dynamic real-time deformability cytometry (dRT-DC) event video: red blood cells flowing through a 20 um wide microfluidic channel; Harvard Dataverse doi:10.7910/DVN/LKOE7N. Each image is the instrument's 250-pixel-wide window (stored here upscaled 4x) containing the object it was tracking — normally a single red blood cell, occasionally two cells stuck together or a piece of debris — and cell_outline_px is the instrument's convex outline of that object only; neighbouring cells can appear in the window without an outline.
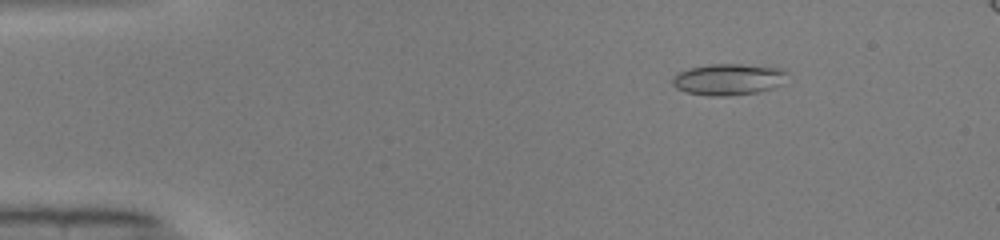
{"species": "common noctule bat (a hibernating species)", "species_latin": "Nyctalus noctula", "temperature_condition": "warm", "stored_images_in_passage": 44, "camera_frame_rate_fps": 3000, "um_per_image_px": 0.085, "animal": {"sex": "male", "body_mass_g": 19.0, "forearm_length_mm": 50.8}, "frame": {"image": 1, "passage_image": 1, "time_ms": 0.0, "image_size_px": [1000, 240], "cell_outline_px": [[788, 72], [780, 84], [772, 88], [760, 92], [724, 96], [708, 96], [688, 92], [676, 88], [672, 84], [672, 80], [680, 72], [692, 68], [712, 64], [740, 64], [780, 68]], "centroid_in_image_um": [61.93, 6.75], "position_along_channel_um": 23.1, "area_um2": 20.63}}
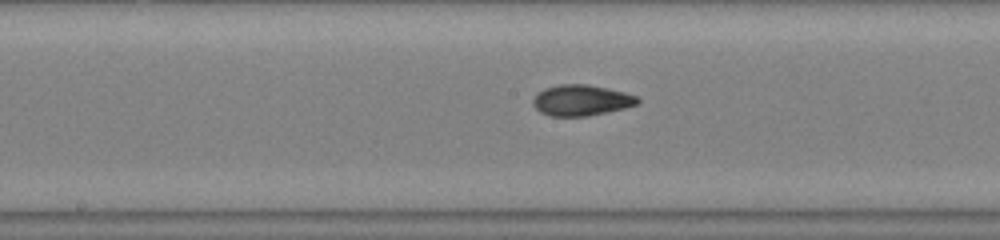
{"frame": {"image": 2, "passage_image": 20, "time_ms": 6.333, "image_size_px": [1000, 240], "cell_outline_px": [[640, 100], [636, 104], [624, 108], [608, 112], [588, 116], [552, 116], [540, 112], [532, 104], [532, 100], [536, 92], [544, 88], [560, 84], [588, 84], [624, 92], [636, 96]], "centroid_in_image_um": [49.37, 8.52], "position_along_channel_um": 198.8, "area_um2": 18.84}}
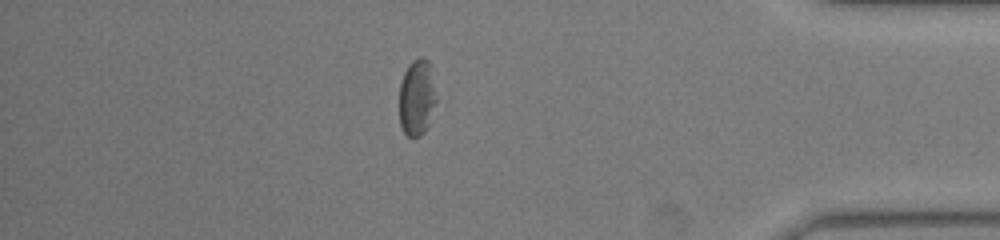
{"frame": {"image": 3, "passage_image": 37, "time_ms": 12.0, "image_size_px": [1000, 240], "cell_outline_px": [[436, 100], [428, 124], [424, 132], [420, 136], [412, 140], [404, 132], [400, 124], [400, 84], [404, 72], [408, 64], [412, 60], [420, 56], [424, 56], [428, 60], [432, 68]], "centroid_in_image_um": [35.43, 8.26], "position_along_channel_um": 399.8, "area_um2": 16.65}}